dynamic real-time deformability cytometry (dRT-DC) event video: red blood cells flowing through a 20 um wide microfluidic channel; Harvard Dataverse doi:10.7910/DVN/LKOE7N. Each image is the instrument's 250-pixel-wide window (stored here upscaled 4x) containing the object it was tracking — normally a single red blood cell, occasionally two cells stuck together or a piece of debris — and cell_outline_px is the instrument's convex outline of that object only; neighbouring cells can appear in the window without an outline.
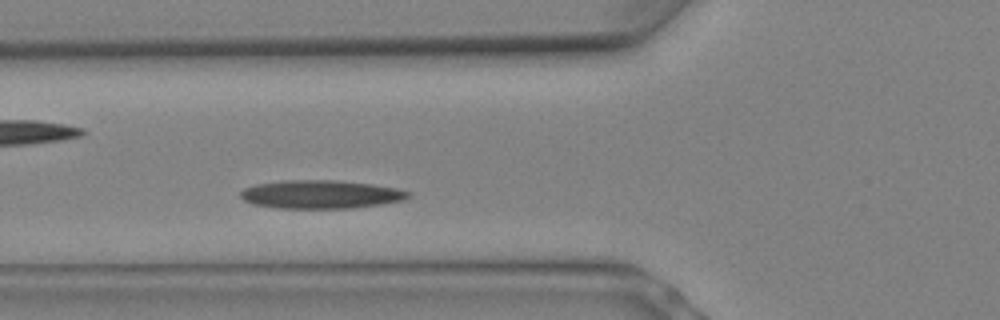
{"species": "Egyptian fruit bat (a non-hibernating species)", "species_latin": "Rousettus aegyptiacus", "temperature_condition": "warm", "stored_images_in_passage": 3, "camera_frame_rate_fps": 3000, "um_per_image_px": 0.085, "animal": {"sex": "female"}, "frame": {"image": 1, "passage_image": 3, "time_ms": 0.667, "image_size_px": [1000, 320], "cell_outline_px": [[412, 196], [404, 200], [380, 204], [352, 208], [276, 208], [252, 204], [244, 200], [240, 196], [240, 192], [244, 188], [256, 184], [284, 180], [336, 180], [372, 184], [396, 188], [412, 192]], "centroid_in_image_um": [27.27, 16.52], "position_along_channel_um": 98.5, "area_um2": 27.86}}